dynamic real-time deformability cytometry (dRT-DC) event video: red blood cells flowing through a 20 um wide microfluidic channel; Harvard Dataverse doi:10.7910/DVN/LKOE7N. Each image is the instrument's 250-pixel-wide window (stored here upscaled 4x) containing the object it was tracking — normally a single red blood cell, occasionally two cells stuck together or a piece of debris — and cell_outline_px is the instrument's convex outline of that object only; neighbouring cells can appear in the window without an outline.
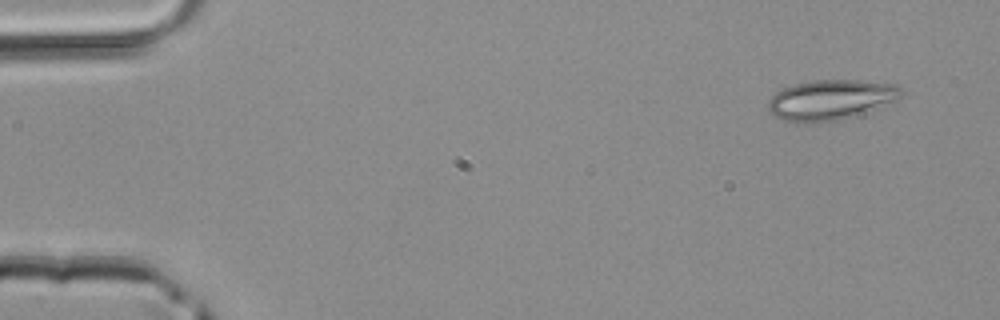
{"species": "common noctule bat (a hibernating species)", "species_latin": "Nyctalus noctula", "temperature_condition": "room temperature", "stored_images_in_passage": 4, "camera_frame_rate_fps": 3000, "um_per_image_px": 0.085, "animal": {"sex": "male", "body_mass_g": 20.4}, "frame": {"image": 1, "passage_image": 1, "time_ms": 0.0, "image_size_px": [1000, 320], "cell_outline_px": [[904, 92], [896, 100], [884, 108], [836, 120], [812, 124], [800, 124], [784, 120], [776, 116], [768, 108], [768, 100], [776, 92], [784, 88], [796, 84], [812, 80], [856, 80], [900, 84], [904, 88]], "centroid_in_image_um": [70.69, 8.49], "position_along_channel_um": 14.3, "area_um2": 31.73}}